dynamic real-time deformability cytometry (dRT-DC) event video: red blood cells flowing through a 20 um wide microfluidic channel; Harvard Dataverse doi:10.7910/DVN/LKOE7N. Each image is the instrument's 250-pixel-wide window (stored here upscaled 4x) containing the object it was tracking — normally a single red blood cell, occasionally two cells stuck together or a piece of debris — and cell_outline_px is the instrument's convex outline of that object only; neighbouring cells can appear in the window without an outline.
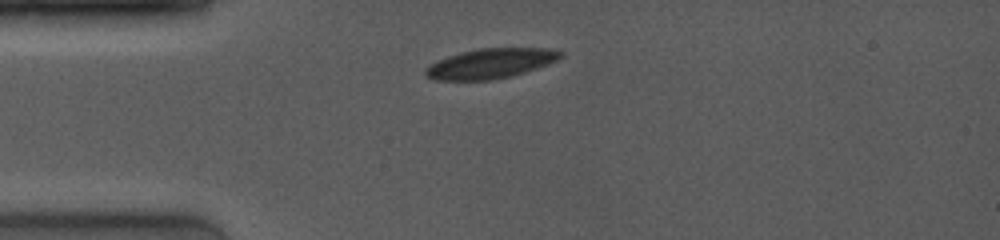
{"species": "common noctule bat (a hibernating species)", "species_latin": "Nyctalus noctula", "temperature_condition": "room temperature", "stored_images_in_passage": 47, "camera_frame_rate_fps": 4000, "um_per_image_px": 0.085, "animal": {"sex": "female", "body_mass_g": 19.0, "forearm_length_mm": 53.3}, "frame": {"image": 1, "passage_image": 1, "time_ms": 0.0, "image_size_px": [1000, 240], "cell_outline_px": [[564, 56], [548, 64], [512, 76], [492, 80], [432, 80], [424, 76], [424, 68], [436, 60], [460, 52], [476, 48], [552, 48], [564, 52]], "centroid_in_image_um": [41.66, 5.39], "position_along_channel_um": 43.3, "area_um2": 23.87}}
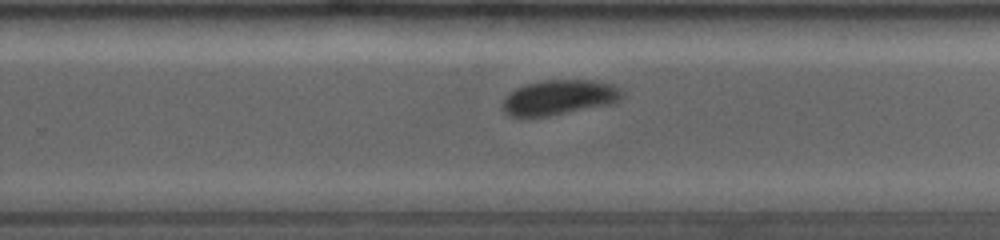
{"frame": {"image": 2, "passage_image": 40, "time_ms": 6.5, "image_size_px": [1000, 240], "cell_outline_px": [[624, 92], [620, 100], [612, 104], [548, 116], [508, 116], [500, 108], [500, 104], [516, 88], [540, 80], [592, 80], [612, 84], [620, 88]], "centroid_in_image_um": [47.55, 8.28], "position_along_channel_um": 282.3, "area_um2": 24.39}}
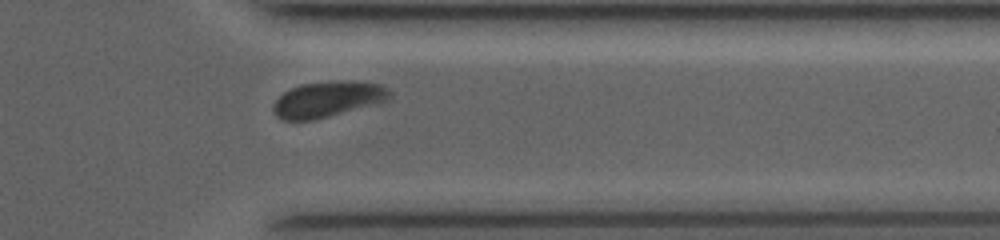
{"frame": {"image": 3, "passage_image": 47, "time_ms": 9.0, "image_size_px": [1000, 240], "cell_outline_px": [[392, 96], [388, 100], [376, 104], [316, 120], [280, 120], [276, 116], [272, 108], [272, 104], [284, 92], [292, 88], [304, 84], [328, 80], [352, 80], [380, 84], [388, 88], [392, 92]], "centroid_in_image_um": [27.89, 8.43], "position_along_channel_um": 383.5, "area_um2": 24.68}}